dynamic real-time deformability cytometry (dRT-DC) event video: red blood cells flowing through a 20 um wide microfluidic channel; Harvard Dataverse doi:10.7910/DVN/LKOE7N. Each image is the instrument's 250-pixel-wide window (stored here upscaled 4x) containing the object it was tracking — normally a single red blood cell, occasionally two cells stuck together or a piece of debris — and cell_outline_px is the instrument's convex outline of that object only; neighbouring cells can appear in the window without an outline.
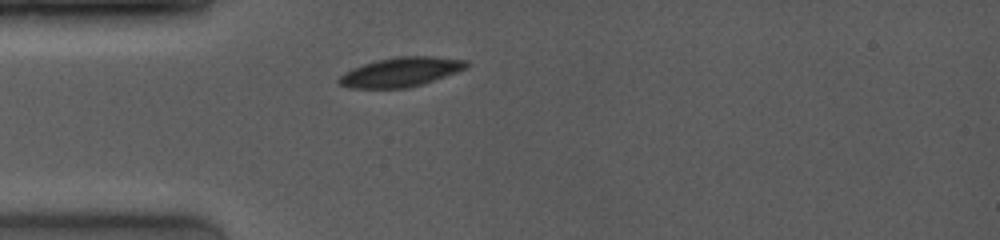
{"species": "common noctule bat (a hibernating species)", "species_latin": "Nyctalus noctula", "temperature_condition": "room temperature", "stored_images_in_passage": 30, "camera_frame_rate_fps": 4000, "um_per_image_px": 0.085, "animal": {"sex": "female", "body_mass_g": 19.0, "forearm_length_mm": 53.3}, "frame": {"image": 1, "passage_image": 1, "time_ms": 0.0, "image_size_px": [1000, 240], "cell_outline_px": [[468, 68], [408, 88], [348, 88], [340, 84], [336, 80], [344, 72], [352, 68], [376, 60], [396, 56], [432, 56], [468, 60]], "centroid_in_image_um": [34.04, 6.11], "position_along_channel_um": 51.0, "area_um2": 21.73}}
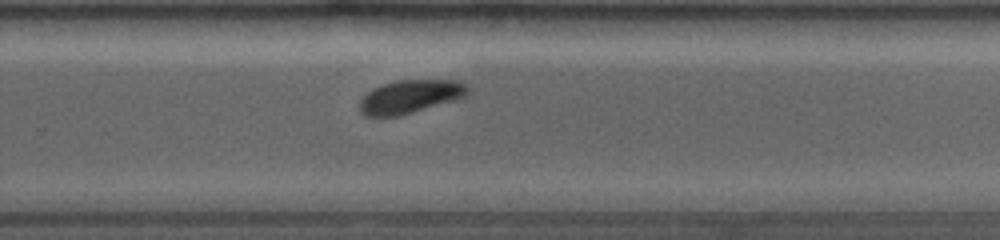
{"frame": {"image": 2, "passage_image": 18, "time_ms": 6.25, "image_size_px": [1000, 240], "cell_outline_px": [[468, 92], [464, 96], [456, 100], [400, 116], [364, 116], [360, 112], [360, 100], [372, 88], [380, 84], [396, 80], [460, 80], [468, 88]], "centroid_in_image_um": [34.84, 8.21], "position_along_channel_um": 295.0, "area_um2": 21.1}}
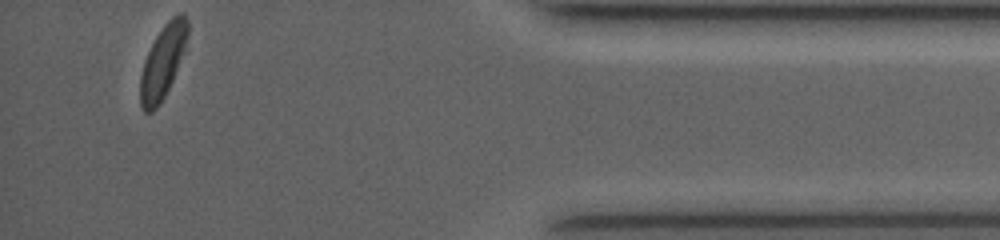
{"frame": {"image": 3, "passage_image": 30, "time_ms": 10.25, "image_size_px": [1000, 240], "cell_outline_px": [[188, 36], [184, 52], [172, 80], [164, 96], [156, 108], [152, 112], [144, 112], [140, 108], [140, 76], [144, 60], [156, 36], [164, 24], [176, 12], [184, 12], [188, 16]], "centroid_in_image_um": [13.85, 5.2], "position_along_channel_um": 421.3, "area_um2": 20.29}, "authors_computed_cell_mechanics": {"area_um2": 21.8484, "velocity_mm_per_s": 4.0597, "shape_relaxation_time_tau1_ms": 1.0616, "shape_relaxation_time_tau2_ms": null, "deformation_change_tau1": 0.0808, "deformation_change_tau2": null}}